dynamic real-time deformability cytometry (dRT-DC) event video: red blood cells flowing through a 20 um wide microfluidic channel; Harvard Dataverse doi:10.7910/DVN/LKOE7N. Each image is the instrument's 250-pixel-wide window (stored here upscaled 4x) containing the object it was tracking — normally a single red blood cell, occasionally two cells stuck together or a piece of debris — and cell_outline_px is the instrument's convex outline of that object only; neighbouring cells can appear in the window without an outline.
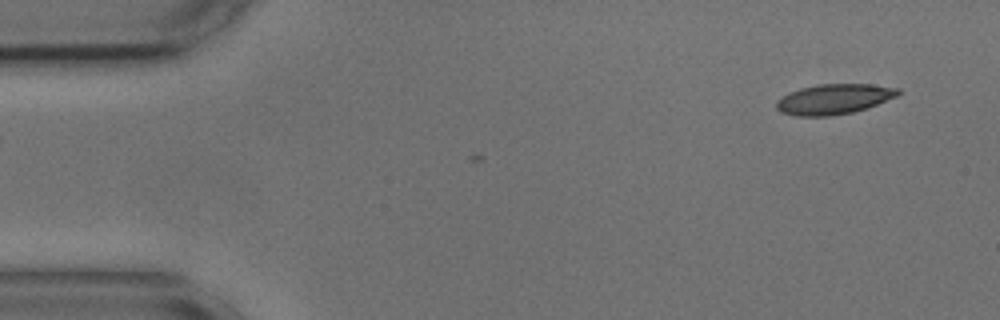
{"species": "common noctule bat (a hibernating species)", "species_latin": "Nyctalus noctula", "temperature_condition": "cold", "stored_images_in_passage": 4, "camera_frame_rate_fps": 3000, "um_per_image_px": 0.085, "animal": {"sex": "male", "body_mass_g": 17.9, "forearm_length_mm": 54.2}, "frame": {"image": 1, "passage_image": 4, "time_ms": 1.0, "image_size_px": [1000, 320], "cell_outline_px": [[900, 92], [896, 96], [868, 108], [852, 112], [832, 116], [796, 116], [780, 112], [776, 108], [776, 100], [788, 92], [800, 88], [816, 84], [868, 84], [900, 88]], "centroid_in_image_um": [70.84, 8.42], "position_along_channel_um": 14.2, "area_um2": 21.56}}